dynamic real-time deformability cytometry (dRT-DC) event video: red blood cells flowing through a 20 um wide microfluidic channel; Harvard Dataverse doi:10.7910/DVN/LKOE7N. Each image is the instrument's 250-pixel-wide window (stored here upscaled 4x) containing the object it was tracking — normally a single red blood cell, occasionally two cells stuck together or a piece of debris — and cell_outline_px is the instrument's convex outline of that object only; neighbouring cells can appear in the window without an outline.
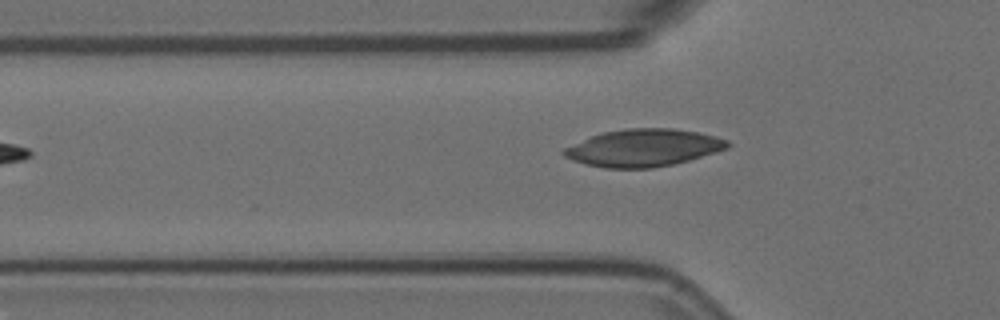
{"species": "Egyptian fruit bat (a non-hibernating species)", "species_latin": "Rousettus aegyptiacus", "temperature_condition": "room temperature", "stored_images_in_passage": 36, "camera_frame_rate_fps": 3000, "um_per_image_px": 0.085, "animal": {"sex": "female"}, "frame": {"image": 1, "passage_image": 2, "time_ms": 0.333, "image_size_px": [1000, 320], "cell_outline_px": [[732, 144], [728, 148], [716, 152], [688, 160], [672, 164], [652, 168], [604, 168], [584, 164], [572, 160], [564, 156], [560, 152], [564, 148], [592, 136], [604, 132], [624, 128], [672, 128], [696, 132], [716, 136], [728, 140]], "centroid_in_image_um": [54.69, 12.56], "position_along_channel_um": 71.1, "area_um2": 35.55}}
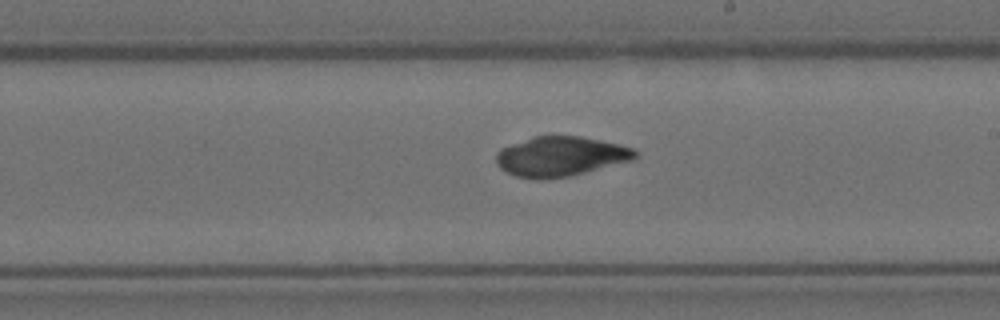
{"frame": {"image": 2, "passage_image": 16, "time_ms": 5.0, "image_size_px": [1000, 320], "cell_outline_px": [[636, 156], [632, 160], [568, 176], [544, 180], [532, 180], [516, 176], [500, 168], [496, 164], [496, 152], [500, 148], [532, 136], [580, 136], [620, 144], [632, 148], [636, 152]], "centroid_in_image_um": [47.58, 13.3], "position_along_channel_um": 241.4, "area_um2": 32.19}}
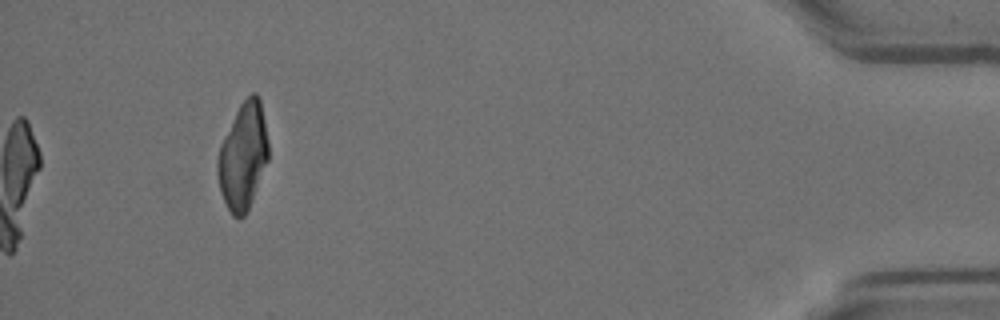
{"frame": {"image": 3, "passage_image": 36, "time_ms": 11.667, "image_size_px": [1000, 320], "cell_outline_px": [[268, 160], [252, 200], [244, 216], [240, 220], [232, 216], [220, 192], [216, 172], [216, 160], [220, 144], [240, 104], [252, 92], [256, 92], [260, 100], [268, 140]], "centroid_in_image_um": [20.64, 13.3], "position_along_channel_um": 414.6, "area_um2": 31.5}}